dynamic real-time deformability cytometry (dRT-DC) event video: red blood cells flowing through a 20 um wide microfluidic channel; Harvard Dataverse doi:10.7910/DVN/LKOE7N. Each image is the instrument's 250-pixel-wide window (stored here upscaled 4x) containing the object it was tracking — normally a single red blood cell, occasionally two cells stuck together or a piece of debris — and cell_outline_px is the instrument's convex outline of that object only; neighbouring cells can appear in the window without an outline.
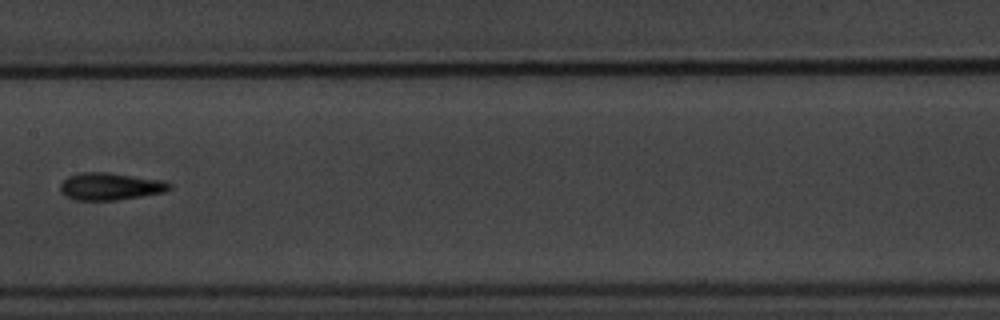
{"species": "common noctule bat (a hibernating species)", "species_latin": "Nyctalus noctula", "temperature_condition": "warm", "stored_images_in_passage": 8, "camera_frame_rate_fps": 3000, "um_per_image_px": 0.085, "animal": {"sex": "male", "body_mass_g": 20.1, "forearm_length_mm": 53.5}, "frame": {"image": 1, "passage_image": 8, "time_ms": 9.333, "image_size_px": [1000, 320], "cell_outline_px": [[172, 188], [164, 192], [116, 200], [76, 200], [60, 192], [60, 184], [68, 176], [80, 172], [108, 172], [164, 180], [172, 184]], "centroid_in_image_um": [9.39, 15.83], "position_along_channel_um": 198.0, "area_um2": 17.4}}